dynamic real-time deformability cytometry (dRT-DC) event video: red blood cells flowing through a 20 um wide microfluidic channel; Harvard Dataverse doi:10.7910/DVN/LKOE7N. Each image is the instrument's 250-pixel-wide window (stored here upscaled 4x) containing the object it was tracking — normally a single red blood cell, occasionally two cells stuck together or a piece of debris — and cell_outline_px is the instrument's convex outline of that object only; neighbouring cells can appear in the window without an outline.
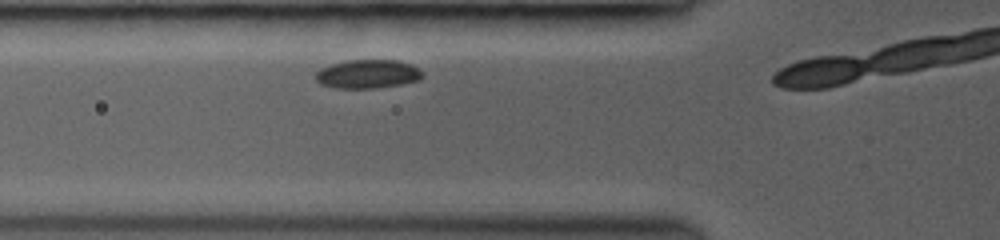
{"species": "common noctule bat (a hibernating species)", "species_latin": "Nyctalus noctula", "temperature_condition": "room temperature", "stored_images_in_passage": 3, "camera_frame_rate_fps": 3000, "um_per_image_px": 0.085, "animal": {"sex": "female", "body_mass_g": 19.0, "forearm_length_mm": 53.3}, "frame": {"image": 1, "passage_image": 2, "time_ms": 0.667, "image_size_px": [1000, 240], "cell_outline_px": [[420, 80], [400, 84], [376, 88], [336, 88], [320, 84], [316, 80], [316, 72], [320, 68], [332, 64], [348, 60], [396, 60], [412, 64], [420, 72]], "centroid_in_image_um": [31.21, 6.29], "position_along_channel_um": 94.6, "area_um2": 17.69}}